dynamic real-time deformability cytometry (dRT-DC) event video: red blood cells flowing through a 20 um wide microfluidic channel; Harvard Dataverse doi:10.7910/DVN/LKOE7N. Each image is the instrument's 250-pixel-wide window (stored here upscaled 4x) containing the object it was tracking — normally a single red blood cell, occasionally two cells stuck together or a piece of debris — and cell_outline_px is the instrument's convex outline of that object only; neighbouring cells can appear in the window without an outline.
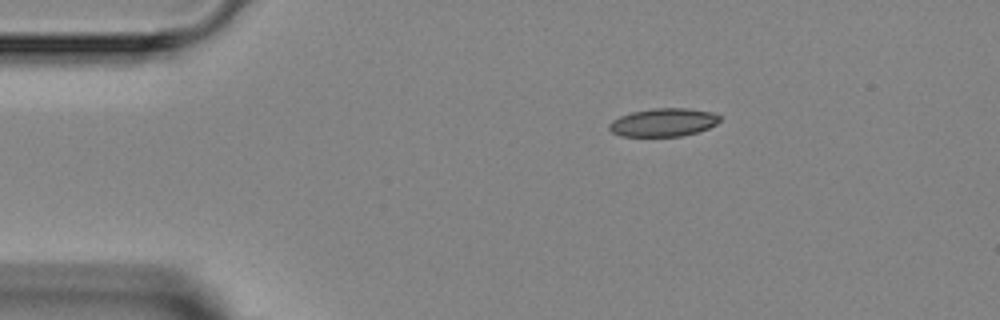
{"species": "Egyptian fruit bat (a non-hibernating species)", "species_latin": "Rousettus aegyptiacus", "temperature_condition": "room temperature", "stored_images_in_passage": 6, "segment_of_instrument_passage": [2, 2], "camera_frame_rate_fps": 3000, "um_per_image_px": 0.085, "animal": {"sex": "female"}, "frame": {"image": 1, "passage_image": 6, "time_ms": 7.333, "image_size_px": [1000, 320], "cell_outline_px": [[720, 120], [716, 124], [708, 128], [696, 132], [680, 136], [620, 136], [612, 132], [608, 128], [608, 124], [612, 120], [620, 116], [632, 112], [652, 108], [688, 108], [712, 112], [720, 116]], "centroid_in_image_um": [56.37, 10.4], "position_along_channel_um": 28.6, "area_um2": 18.15}}